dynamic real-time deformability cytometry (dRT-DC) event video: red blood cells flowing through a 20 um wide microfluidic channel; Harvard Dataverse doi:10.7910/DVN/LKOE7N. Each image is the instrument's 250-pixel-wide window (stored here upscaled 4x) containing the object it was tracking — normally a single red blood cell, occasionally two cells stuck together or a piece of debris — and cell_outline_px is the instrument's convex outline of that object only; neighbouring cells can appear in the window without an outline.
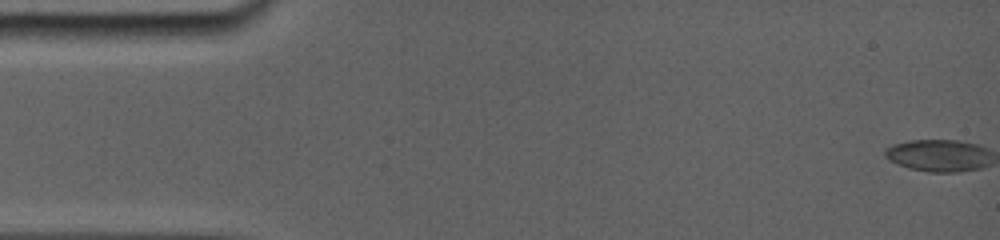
{"species": "common noctule bat (a hibernating species)", "species_latin": "Nyctalus noctula", "temperature_condition": "room temperature", "stored_images_in_passage": 34, "camera_frame_rate_fps": 5000, "um_per_image_px": 0.085, "animal": {"sex": "female", "body_mass_g": 19.0, "forearm_length_mm": 56.7}, "frame": {"image": 1, "passage_image": 1, "time_ms": 0.0, "image_size_px": [1000, 240], "cell_outline_px": [[984, 164], [980, 168], [952, 172], [932, 172], [912, 168], [900, 164], [892, 160], [888, 156], [888, 152], [892, 148], [900, 144], [916, 140], [952, 140], [972, 144], [980, 148]], "centroid_in_image_um": [79.71, 13.23], "position_along_channel_um": 5.3, "area_um2": 17.86}}
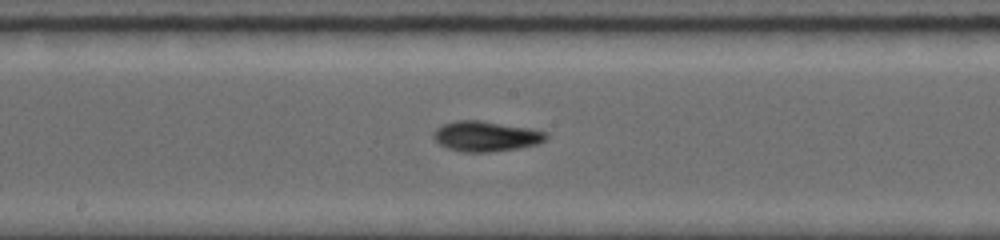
{"frame": {"image": 2, "passage_image": 19, "time_ms": 8.8, "image_size_px": [1000, 240], "cell_outline_px": [[548, 136], [544, 140], [536, 144], [516, 148], [484, 152], [464, 152], [448, 148], [440, 144], [432, 136], [444, 124], [456, 120], [480, 120], [524, 128], [544, 132]], "centroid_in_image_um": [41.26, 11.58], "position_along_channel_um": 206.9, "area_um2": 19.07}}
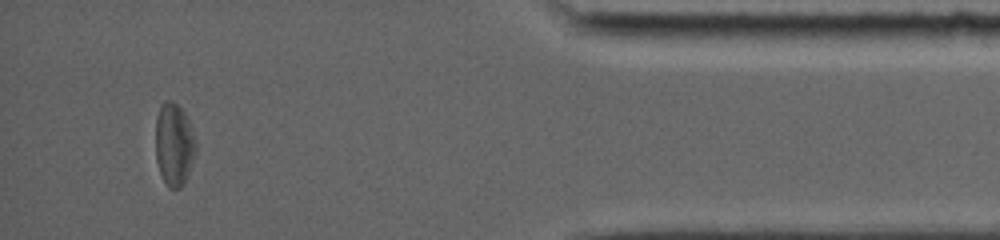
{"frame": {"image": 3, "passage_image": 33, "time_ms": 15.4, "image_size_px": [1000, 240], "cell_outline_px": [[196, 152], [184, 184], [180, 188], [168, 188], [160, 172], [156, 160], [156, 116], [160, 104], [164, 100], [172, 100], [184, 112], [188, 120], [196, 140]], "centroid_in_image_um": [14.79, 12.26], "position_along_channel_um": 420.4, "area_um2": 19.48}, "authors_computed_cell_mechanics": {"area_um2": 18.4093, "velocity_mm_per_s": 3.8078, "shape_relaxation_time_tau1_ms": 2.7793, "shape_relaxation_time_tau2_ms": 4.4669, "deformation_change_tau1": 0.116, "deformation_change_tau2": 0.119}}